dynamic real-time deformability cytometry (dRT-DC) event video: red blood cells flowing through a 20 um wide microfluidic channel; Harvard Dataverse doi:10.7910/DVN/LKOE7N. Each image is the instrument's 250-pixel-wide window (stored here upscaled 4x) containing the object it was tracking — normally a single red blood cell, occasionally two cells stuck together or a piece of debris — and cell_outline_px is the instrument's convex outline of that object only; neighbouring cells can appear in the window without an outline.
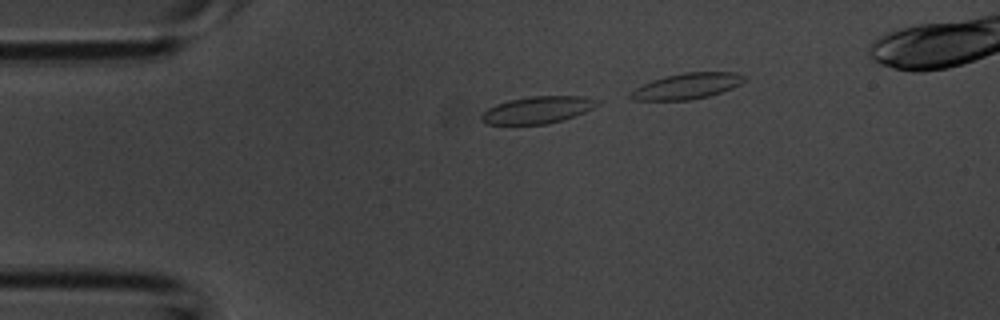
{"species": "common noctule bat (a hibernating species)", "species_latin": "Nyctalus noctula", "temperature_condition": "room temperature", "stored_images_in_passage": 15, "camera_frame_rate_fps": 3000, "um_per_image_px": 0.085, "animal": {"sex": "male", "body_mass_g": 20.1, "forearm_length_mm": 53.5}, "frame": {"image": 1, "passage_image": 7, "time_ms": 2.0, "image_size_px": [1000, 320], "cell_outline_px": [[600, 104], [584, 112], [548, 124], [488, 124], [480, 120], [480, 116], [488, 108], [496, 104], [508, 100], [532, 96], [584, 96], [600, 100]], "centroid_in_image_um": [45.69, 9.33], "position_along_channel_um": 39.3, "area_um2": 18.15}}
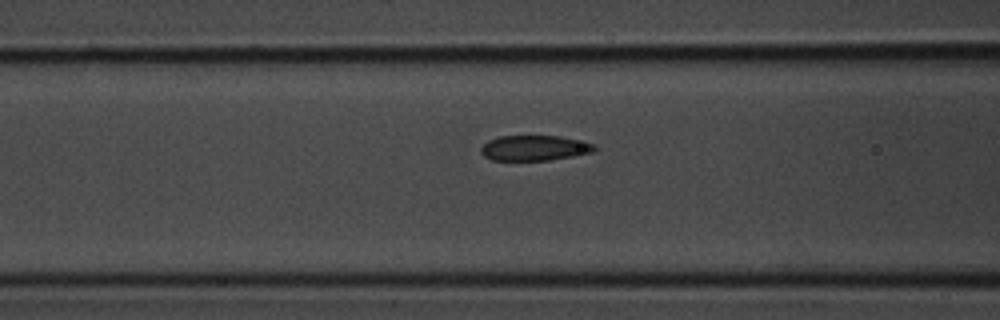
{"frame": {"image": 2, "passage_image": 14, "time_ms": 4.333, "image_size_px": [1000, 320], "cell_outline_px": [[596, 148], [592, 152], [572, 156], [548, 160], [492, 160], [484, 156], [480, 152], [480, 148], [488, 140], [500, 136], [560, 136], [596, 144]], "centroid_in_image_um": [45.41, 12.57], "position_along_channel_um": 121.2, "area_um2": 16.65}}